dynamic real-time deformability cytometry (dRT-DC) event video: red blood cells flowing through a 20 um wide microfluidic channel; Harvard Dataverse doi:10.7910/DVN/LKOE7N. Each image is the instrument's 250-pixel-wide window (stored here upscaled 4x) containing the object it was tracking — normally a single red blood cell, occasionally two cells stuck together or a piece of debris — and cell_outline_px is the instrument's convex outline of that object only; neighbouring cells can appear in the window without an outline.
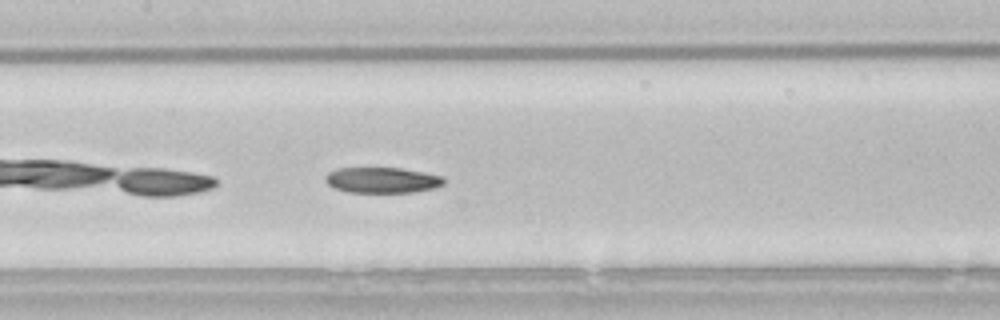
{"species": "common noctule bat (a hibernating species)", "species_latin": "Nyctalus noctula", "temperature_condition": "room temperature", "stored_images_in_passage": 40, "camera_frame_rate_fps": 3000, "um_per_image_px": 0.085, "animal": {"sex": "male", "body_mass_g": 21.5, "forearm_length_mm": 52.0}, "frame": {"image": 1, "passage_image": 12, "time_ms": 3.667, "image_size_px": [1000, 320], "cell_outline_px": [[444, 184], [436, 188], [412, 192], [348, 192], [336, 188], [328, 184], [324, 180], [324, 176], [328, 172], [336, 168], [400, 168], [424, 172], [440, 176], [444, 180]], "centroid_in_image_um": [32.46, 15.3], "position_along_channel_um": 174.9, "area_um2": 17.69}, "authors_computed_cell_mechanics": {"area_um2": 19.1318, "velocity_mm_per_s": 3.8108, "shape_relaxation_time_tau1_ms": 8.1353, "shape_relaxation_time_tau2_ms": null, "deformation_change_tau1": 0.1812, "deformation_change_tau2": null}}